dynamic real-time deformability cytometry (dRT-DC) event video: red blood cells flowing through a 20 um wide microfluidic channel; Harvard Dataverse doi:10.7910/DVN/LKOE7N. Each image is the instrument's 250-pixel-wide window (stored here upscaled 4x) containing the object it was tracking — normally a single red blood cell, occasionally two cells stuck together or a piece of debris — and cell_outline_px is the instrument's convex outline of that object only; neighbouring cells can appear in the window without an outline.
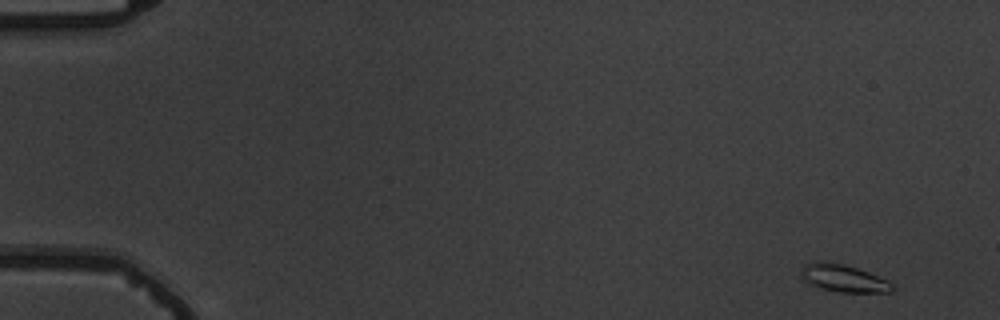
{"species": "common noctule bat (a hibernating species)", "species_latin": "Nyctalus noctula", "temperature_condition": "warm", "stored_images_in_passage": 5, "camera_frame_rate_fps": 3000, "um_per_image_px": 0.085, "animal": {"sex": "male", "body_mass_g": 19.5, "forearm_length_mm": 54.6}, "frame": {"image": 1, "passage_image": 1, "time_ms": 0.0, "image_size_px": [1000, 320], "cell_outline_px": [[892, 292], [840, 292], [824, 288], [812, 284], [804, 280], [804, 264], [820, 260], [824, 260], [844, 264], [868, 272], [892, 284]], "centroid_in_image_um": [71.7, 23.63], "position_along_channel_um": 13.3, "area_um2": 13.99}}
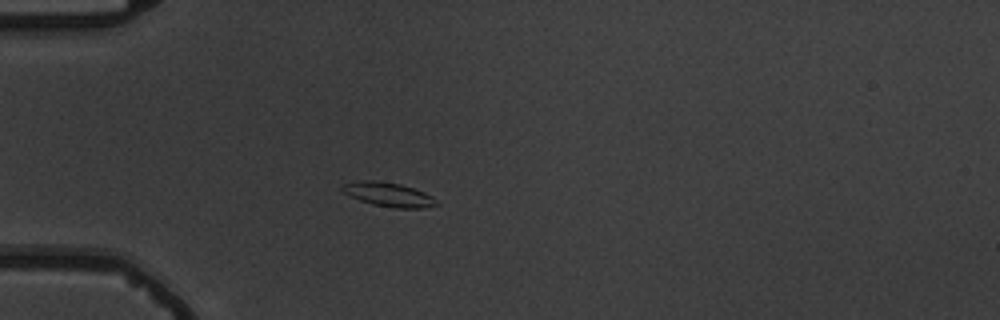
{"frame": {"image": 2, "passage_image": 5, "time_ms": 4.667, "image_size_px": [1000, 320], "cell_outline_px": [[440, 204], [420, 208], [396, 208], [372, 204], [360, 200], [344, 192], [340, 188], [344, 184], [360, 180], [372, 180], [400, 184], [424, 192], [432, 196]], "centroid_in_image_um": [33.04, 16.53], "position_along_channel_um": 52.0, "area_um2": 13.01}}